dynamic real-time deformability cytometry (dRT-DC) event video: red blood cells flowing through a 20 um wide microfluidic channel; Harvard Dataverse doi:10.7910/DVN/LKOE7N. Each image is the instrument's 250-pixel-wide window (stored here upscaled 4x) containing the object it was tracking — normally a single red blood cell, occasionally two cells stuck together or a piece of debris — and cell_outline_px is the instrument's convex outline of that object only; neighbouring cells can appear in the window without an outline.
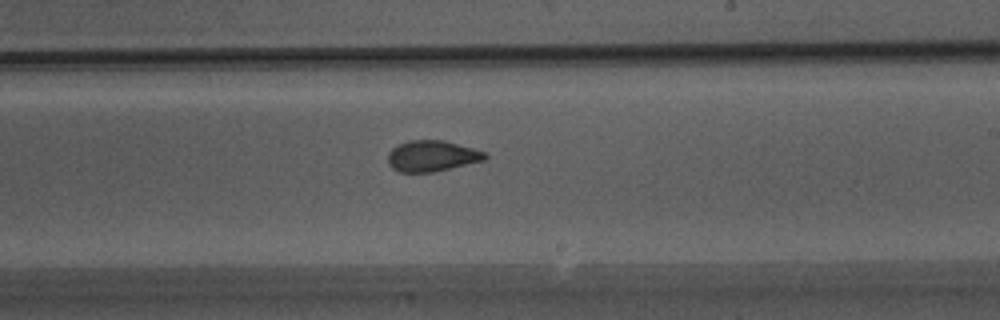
{"species": "Egyptian fruit bat (a non-hibernating species)", "species_latin": "Rousettus aegyptiacus", "temperature_condition": "warm", "stored_images_in_passage": 31, "camera_frame_rate_fps": 3000, "um_per_image_px": 0.085, "animal": {"sex": "male"}, "frame": {"image": 1, "passage_image": 13, "time_ms": 4.0, "image_size_px": [1000, 320], "cell_outline_px": [[488, 156], [484, 160], [432, 172], [400, 172], [392, 168], [388, 164], [388, 152], [392, 148], [408, 140], [444, 140], [472, 148], [484, 152]], "centroid_in_image_um": [36.68, 13.25], "position_along_channel_um": 252.3, "area_um2": 17.34}}
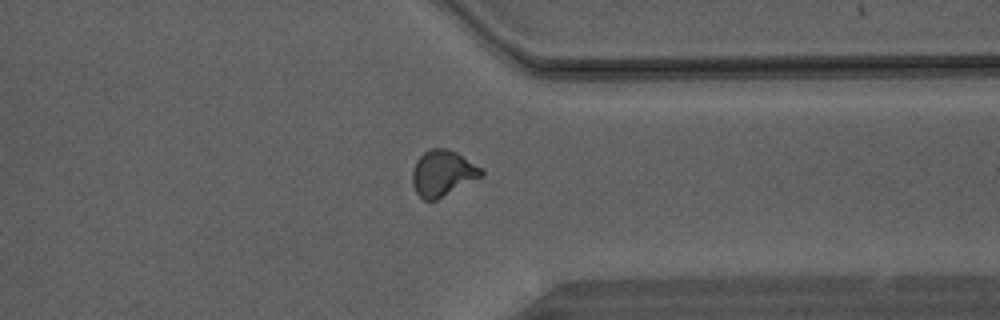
{"frame": {"image": 2, "passage_image": 21, "time_ms": 6.667, "image_size_px": [1000, 320], "cell_outline_px": [[484, 176], [436, 200], [424, 200], [416, 192], [412, 184], [412, 168], [416, 160], [424, 152], [432, 148], [448, 148], [456, 152], [484, 168]], "centroid_in_image_um": [37.65, 14.71], "position_along_channel_um": 373.7, "area_um2": 18.73}}
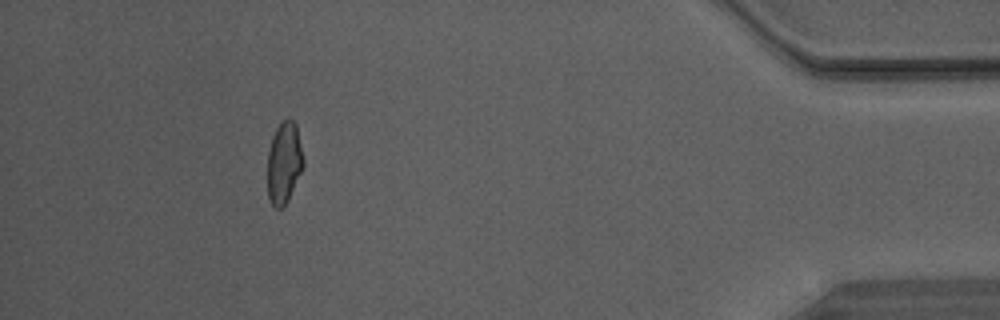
{"frame": {"image": 3, "passage_image": 27, "time_ms": 8.667, "image_size_px": [1000, 320], "cell_outline_px": [[304, 164], [288, 200], [280, 208], [272, 208], [268, 196], [268, 152], [272, 136], [276, 128], [284, 120], [292, 120], [296, 124], [304, 160]], "centroid_in_image_um": [24.13, 13.85], "position_along_channel_um": 411.1, "area_um2": 16.88}}